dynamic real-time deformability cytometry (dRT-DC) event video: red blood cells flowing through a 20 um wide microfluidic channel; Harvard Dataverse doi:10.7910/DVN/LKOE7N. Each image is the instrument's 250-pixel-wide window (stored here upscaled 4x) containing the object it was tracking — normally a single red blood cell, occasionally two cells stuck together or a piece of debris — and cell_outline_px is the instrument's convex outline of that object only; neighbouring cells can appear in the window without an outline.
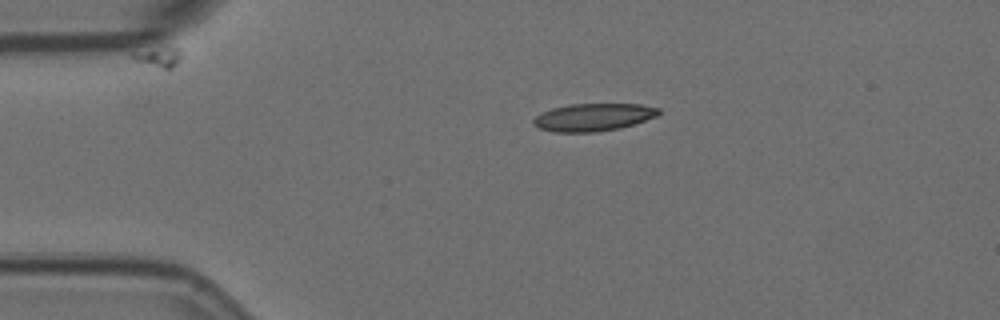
{"species": "Egyptian fruit bat (a non-hibernating species)", "species_latin": "Rousettus aegyptiacus", "temperature_condition": "room temperature", "stored_images_in_passage": 4, "camera_frame_rate_fps": 3000, "um_per_image_px": 0.085, "animal": {"sex": "female"}, "frame": {"image": 1, "passage_image": 1, "time_ms": 0.0, "image_size_px": [1000, 320], "cell_outline_px": [[660, 112], [656, 116], [620, 128], [596, 132], [552, 132], [540, 128], [532, 124], [532, 120], [536, 116], [552, 108], [568, 104], [640, 104], [660, 108]], "centroid_in_image_um": [50.41, 9.96], "position_along_channel_um": 34.6, "area_um2": 20.06}}
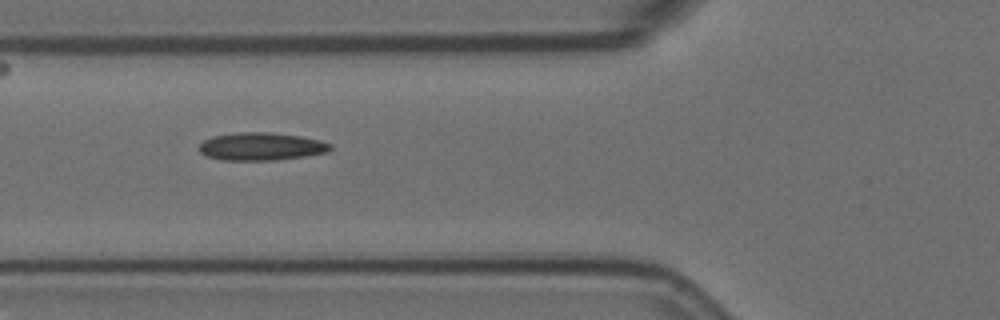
{"frame": {"image": 2, "passage_image": 3, "time_ms": 0.667, "image_size_px": [1000, 320], "cell_outline_px": [[332, 148], [328, 152], [304, 156], [276, 160], [220, 160], [208, 156], [200, 152], [200, 144], [204, 140], [212, 136], [236, 132], [268, 132], [300, 136], [320, 140], [332, 144]], "centroid_in_image_um": [22.21, 12.45], "position_along_channel_um": 103.6, "area_um2": 21.27}}
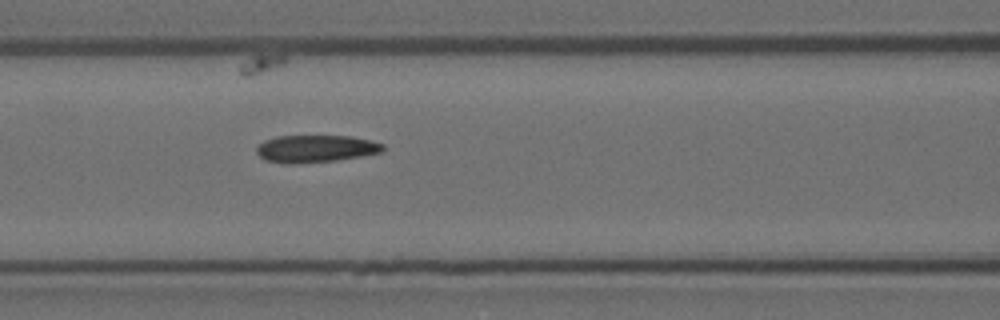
{"frame": {"image": 3, "passage_image": 4, "time_ms": 1.0, "image_size_px": [1000, 320], "cell_outline_px": [[384, 152], [336, 160], [292, 164], [284, 164], [268, 160], [260, 156], [256, 152], [256, 148], [264, 140], [276, 136], [352, 136], [372, 140], [384, 144]], "centroid_in_image_um": [26.86, 12.63], "position_along_channel_um": 139.7, "area_um2": 20.17}}